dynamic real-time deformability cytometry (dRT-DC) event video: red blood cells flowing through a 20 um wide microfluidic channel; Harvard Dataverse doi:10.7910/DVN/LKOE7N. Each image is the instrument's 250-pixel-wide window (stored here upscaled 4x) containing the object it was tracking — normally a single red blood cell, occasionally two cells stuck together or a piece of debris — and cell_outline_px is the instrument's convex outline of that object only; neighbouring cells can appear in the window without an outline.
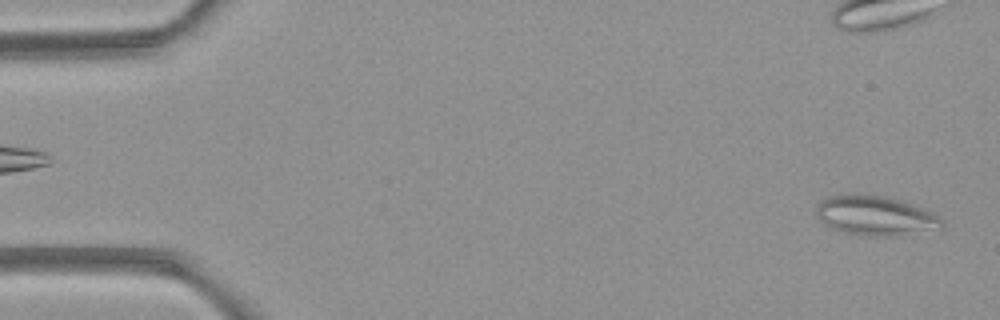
{"species": "common noctule bat (a hibernating species)", "species_latin": "Nyctalus noctula", "temperature_condition": "room temperature", "stored_images_in_passage": 5, "camera_frame_rate_fps": 3000, "um_per_image_px": 0.085, "animal": {"sex": "female", "body_mass_g": 21.9}, "frame": {"image": 1, "passage_image": 5, "time_ms": 4.333, "image_size_px": [1000, 320], "cell_outline_px": [[944, 228], [892, 236], [864, 236], [844, 232], [832, 228], [824, 224], [820, 220], [816, 208], [820, 200], [828, 196], [880, 196], [900, 200], [924, 208], [940, 216], [944, 220]], "centroid_in_image_um": [74.46, 18.36], "position_along_channel_um": 10.5, "area_um2": 28.55}}